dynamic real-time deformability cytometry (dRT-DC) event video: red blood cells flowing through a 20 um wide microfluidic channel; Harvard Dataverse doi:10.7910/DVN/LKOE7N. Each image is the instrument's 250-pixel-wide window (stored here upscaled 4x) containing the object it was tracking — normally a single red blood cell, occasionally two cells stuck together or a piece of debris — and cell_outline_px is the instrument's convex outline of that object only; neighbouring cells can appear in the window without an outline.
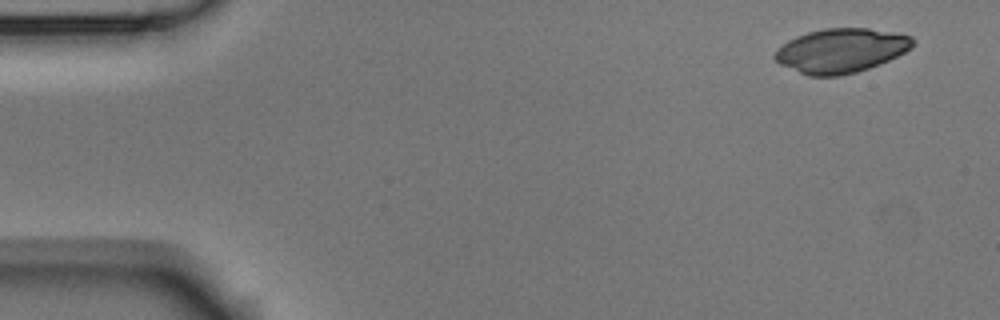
{"species": "Egyptian fruit bat (a non-hibernating species)", "species_latin": "Rousettus aegyptiacus", "temperature_condition": "room temperature", "stored_images_in_passage": 6, "camera_frame_rate_fps": 3000, "um_per_image_px": 0.085, "animal": {"sex": "male"}, "frame": {"image": 1, "passage_image": 1, "time_ms": 0.0, "image_size_px": [1000, 320], "cell_outline_px": [[916, 40], [904, 52], [880, 64], [856, 72], [840, 76], [808, 76], [780, 64], [772, 56], [776, 48], [788, 40], [796, 36], [808, 32], [824, 28], [868, 28], [912, 36]], "centroid_in_image_um": [71.43, 4.3], "position_along_channel_um": 13.6, "area_um2": 35.49}}